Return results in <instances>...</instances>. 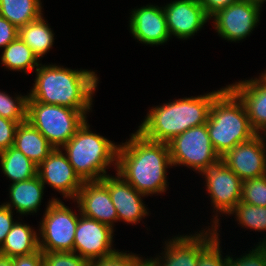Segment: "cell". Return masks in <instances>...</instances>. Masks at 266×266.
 <instances>
[{"label":"cell","instance_id":"d590c367","mask_svg":"<svg viewBox=\"0 0 266 266\" xmlns=\"http://www.w3.org/2000/svg\"><path fill=\"white\" fill-rule=\"evenodd\" d=\"M14 224L12 210L4 204L0 205V247Z\"/></svg>","mask_w":266,"mask_h":266},{"label":"cell","instance_id":"9c48e42d","mask_svg":"<svg viewBox=\"0 0 266 266\" xmlns=\"http://www.w3.org/2000/svg\"><path fill=\"white\" fill-rule=\"evenodd\" d=\"M199 173L204 175L213 208L229 215L241 201L243 181L226 166L222 157L206 165Z\"/></svg>","mask_w":266,"mask_h":266},{"label":"cell","instance_id":"484cf974","mask_svg":"<svg viewBox=\"0 0 266 266\" xmlns=\"http://www.w3.org/2000/svg\"><path fill=\"white\" fill-rule=\"evenodd\" d=\"M1 61L3 66L13 71L31 72L41 63L34 52L18 36L3 50Z\"/></svg>","mask_w":266,"mask_h":266},{"label":"cell","instance_id":"8d00e7d4","mask_svg":"<svg viewBox=\"0 0 266 266\" xmlns=\"http://www.w3.org/2000/svg\"><path fill=\"white\" fill-rule=\"evenodd\" d=\"M12 259L13 266H44L43 254L40 249L33 254L16 256Z\"/></svg>","mask_w":266,"mask_h":266},{"label":"cell","instance_id":"ba28073f","mask_svg":"<svg viewBox=\"0 0 266 266\" xmlns=\"http://www.w3.org/2000/svg\"><path fill=\"white\" fill-rule=\"evenodd\" d=\"M167 144L172 166L185 165L199 172L220 158L212 146L206 124L189 128Z\"/></svg>","mask_w":266,"mask_h":266},{"label":"cell","instance_id":"4316f807","mask_svg":"<svg viewBox=\"0 0 266 266\" xmlns=\"http://www.w3.org/2000/svg\"><path fill=\"white\" fill-rule=\"evenodd\" d=\"M235 213V214H234ZM236 215L238 224L255 231H266V207L239 202L229 215Z\"/></svg>","mask_w":266,"mask_h":266},{"label":"cell","instance_id":"1f68e13d","mask_svg":"<svg viewBox=\"0 0 266 266\" xmlns=\"http://www.w3.org/2000/svg\"><path fill=\"white\" fill-rule=\"evenodd\" d=\"M119 251L110 256L92 260L89 266H138L144 260L136 254Z\"/></svg>","mask_w":266,"mask_h":266},{"label":"cell","instance_id":"74e56055","mask_svg":"<svg viewBox=\"0 0 266 266\" xmlns=\"http://www.w3.org/2000/svg\"><path fill=\"white\" fill-rule=\"evenodd\" d=\"M237 1L239 0H199L201 6L209 17Z\"/></svg>","mask_w":266,"mask_h":266},{"label":"cell","instance_id":"277c9868","mask_svg":"<svg viewBox=\"0 0 266 266\" xmlns=\"http://www.w3.org/2000/svg\"><path fill=\"white\" fill-rule=\"evenodd\" d=\"M206 125L212 146L220 157L257 134L243 102L228 86L214 98Z\"/></svg>","mask_w":266,"mask_h":266},{"label":"cell","instance_id":"8fae6325","mask_svg":"<svg viewBox=\"0 0 266 266\" xmlns=\"http://www.w3.org/2000/svg\"><path fill=\"white\" fill-rule=\"evenodd\" d=\"M215 216L212 229L201 230L202 232L193 236H176L166 242L164 256L160 258L162 260L158 256L148 259L152 266H197L199 253L219 234V219L217 214Z\"/></svg>","mask_w":266,"mask_h":266},{"label":"cell","instance_id":"7a4b0ae2","mask_svg":"<svg viewBox=\"0 0 266 266\" xmlns=\"http://www.w3.org/2000/svg\"><path fill=\"white\" fill-rule=\"evenodd\" d=\"M34 87L28 93V101L54 104L90 112L98 76L91 70H72L57 65L36 68Z\"/></svg>","mask_w":266,"mask_h":266},{"label":"cell","instance_id":"7c38bea8","mask_svg":"<svg viewBox=\"0 0 266 266\" xmlns=\"http://www.w3.org/2000/svg\"><path fill=\"white\" fill-rule=\"evenodd\" d=\"M73 252L88 262L107 257L117 250L112 248L113 230L110 226L79 214Z\"/></svg>","mask_w":266,"mask_h":266},{"label":"cell","instance_id":"b9f144b4","mask_svg":"<svg viewBox=\"0 0 266 266\" xmlns=\"http://www.w3.org/2000/svg\"><path fill=\"white\" fill-rule=\"evenodd\" d=\"M249 1H253V2H256V3H259V4H263L264 2H266V0H249Z\"/></svg>","mask_w":266,"mask_h":266},{"label":"cell","instance_id":"ffe728a7","mask_svg":"<svg viewBox=\"0 0 266 266\" xmlns=\"http://www.w3.org/2000/svg\"><path fill=\"white\" fill-rule=\"evenodd\" d=\"M44 188L45 186L38 175L28 180L11 183L9 188L10 202H6L4 205L11 210L15 208L21 215L37 213L43 199Z\"/></svg>","mask_w":266,"mask_h":266},{"label":"cell","instance_id":"6da1fadb","mask_svg":"<svg viewBox=\"0 0 266 266\" xmlns=\"http://www.w3.org/2000/svg\"><path fill=\"white\" fill-rule=\"evenodd\" d=\"M116 174L145 196L167 190V170L171 158L167 143L153 142L138 131L120 144L117 152Z\"/></svg>","mask_w":266,"mask_h":266},{"label":"cell","instance_id":"836d02e7","mask_svg":"<svg viewBox=\"0 0 266 266\" xmlns=\"http://www.w3.org/2000/svg\"><path fill=\"white\" fill-rule=\"evenodd\" d=\"M255 249L250 250L248 254L233 260V257L228 256L227 266H266V260L263 252L255 246Z\"/></svg>","mask_w":266,"mask_h":266},{"label":"cell","instance_id":"9a60e30c","mask_svg":"<svg viewBox=\"0 0 266 266\" xmlns=\"http://www.w3.org/2000/svg\"><path fill=\"white\" fill-rule=\"evenodd\" d=\"M170 36L188 39L211 19L199 0H175L163 6Z\"/></svg>","mask_w":266,"mask_h":266},{"label":"cell","instance_id":"8992f818","mask_svg":"<svg viewBox=\"0 0 266 266\" xmlns=\"http://www.w3.org/2000/svg\"><path fill=\"white\" fill-rule=\"evenodd\" d=\"M86 114L65 106L28 101L27 120L54 148L65 145L87 120Z\"/></svg>","mask_w":266,"mask_h":266},{"label":"cell","instance_id":"f1b7e54d","mask_svg":"<svg viewBox=\"0 0 266 266\" xmlns=\"http://www.w3.org/2000/svg\"><path fill=\"white\" fill-rule=\"evenodd\" d=\"M241 202L266 207V175L243 181Z\"/></svg>","mask_w":266,"mask_h":266},{"label":"cell","instance_id":"5b68a950","mask_svg":"<svg viewBox=\"0 0 266 266\" xmlns=\"http://www.w3.org/2000/svg\"><path fill=\"white\" fill-rule=\"evenodd\" d=\"M86 120L76 134L61 148L83 181H99L107 175V166L117 167L119 145L89 130ZM102 173V174H101Z\"/></svg>","mask_w":266,"mask_h":266},{"label":"cell","instance_id":"3957f363","mask_svg":"<svg viewBox=\"0 0 266 266\" xmlns=\"http://www.w3.org/2000/svg\"><path fill=\"white\" fill-rule=\"evenodd\" d=\"M223 89L156 106L150 109L137 131L150 141L169 143L189 128L206 124L211 104Z\"/></svg>","mask_w":266,"mask_h":266},{"label":"cell","instance_id":"30bf717a","mask_svg":"<svg viewBox=\"0 0 266 266\" xmlns=\"http://www.w3.org/2000/svg\"><path fill=\"white\" fill-rule=\"evenodd\" d=\"M262 5L249 0H239L217 11L210 18L218 35L227 41L245 39L259 23Z\"/></svg>","mask_w":266,"mask_h":266},{"label":"cell","instance_id":"f546056e","mask_svg":"<svg viewBox=\"0 0 266 266\" xmlns=\"http://www.w3.org/2000/svg\"><path fill=\"white\" fill-rule=\"evenodd\" d=\"M44 266H89V262L73 251L42 252Z\"/></svg>","mask_w":266,"mask_h":266},{"label":"cell","instance_id":"f35d334b","mask_svg":"<svg viewBox=\"0 0 266 266\" xmlns=\"http://www.w3.org/2000/svg\"><path fill=\"white\" fill-rule=\"evenodd\" d=\"M0 266H13V259L0 255Z\"/></svg>","mask_w":266,"mask_h":266},{"label":"cell","instance_id":"ab89813d","mask_svg":"<svg viewBox=\"0 0 266 266\" xmlns=\"http://www.w3.org/2000/svg\"><path fill=\"white\" fill-rule=\"evenodd\" d=\"M262 252L266 260V238L261 242H259V245L257 246Z\"/></svg>","mask_w":266,"mask_h":266},{"label":"cell","instance_id":"7bdbcfd3","mask_svg":"<svg viewBox=\"0 0 266 266\" xmlns=\"http://www.w3.org/2000/svg\"><path fill=\"white\" fill-rule=\"evenodd\" d=\"M260 76H261V78L266 82V70H265V72L262 73Z\"/></svg>","mask_w":266,"mask_h":266},{"label":"cell","instance_id":"e575fe53","mask_svg":"<svg viewBox=\"0 0 266 266\" xmlns=\"http://www.w3.org/2000/svg\"><path fill=\"white\" fill-rule=\"evenodd\" d=\"M19 29L6 18L0 16V48H5L18 37Z\"/></svg>","mask_w":266,"mask_h":266},{"label":"cell","instance_id":"7402d4cb","mask_svg":"<svg viewBox=\"0 0 266 266\" xmlns=\"http://www.w3.org/2000/svg\"><path fill=\"white\" fill-rule=\"evenodd\" d=\"M38 235L29 225L16 221L0 247V255L13 258L37 252Z\"/></svg>","mask_w":266,"mask_h":266},{"label":"cell","instance_id":"44dd1931","mask_svg":"<svg viewBox=\"0 0 266 266\" xmlns=\"http://www.w3.org/2000/svg\"><path fill=\"white\" fill-rule=\"evenodd\" d=\"M13 147L20 150L37 166L54 149L48 140L28 120L18 125Z\"/></svg>","mask_w":266,"mask_h":266},{"label":"cell","instance_id":"e0dca14e","mask_svg":"<svg viewBox=\"0 0 266 266\" xmlns=\"http://www.w3.org/2000/svg\"><path fill=\"white\" fill-rule=\"evenodd\" d=\"M131 12L130 33L140 43L157 46L170 39L163 7L146 5Z\"/></svg>","mask_w":266,"mask_h":266},{"label":"cell","instance_id":"83f0119b","mask_svg":"<svg viewBox=\"0 0 266 266\" xmlns=\"http://www.w3.org/2000/svg\"><path fill=\"white\" fill-rule=\"evenodd\" d=\"M28 95H18L14 99L0 91V116L11 121H27Z\"/></svg>","mask_w":266,"mask_h":266},{"label":"cell","instance_id":"d4e9b609","mask_svg":"<svg viewBox=\"0 0 266 266\" xmlns=\"http://www.w3.org/2000/svg\"><path fill=\"white\" fill-rule=\"evenodd\" d=\"M41 4V0H0V16L19 29L43 15Z\"/></svg>","mask_w":266,"mask_h":266},{"label":"cell","instance_id":"5bb4252c","mask_svg":"<svg viewBox=\"0 0 266 266\" xmlns=\"http://www.w3.org/2000/svg\"><path fill=\"white\" fill-rule=\"evenodd\" d=\"M62 149L54 148L48 157L37 166V175L43 185L63 194V197L76 199L84 181L73 169Z\"/></svg>","mask_w":266,"mask_h":266},{"label":"cell","instance_id":"cb8c5ba5","mask_svg":"<svg viewBox=\"0 0 266 266\" xmlns=\"http://www.w3.org/2000/svg\"><path fill=\"white\" fill-rule=\"evenodd\" d=\"M0 166L12 183L37 176V165L13 146L0 152Z\"/></svg>","mask_w":266,"mask_h":266},{"label":"cell","instance_id":"d6a6232c","mask_svg":"<svg viewBox=\"0 0 266 266\" xmlns=\"http://www.w3.org/2000/svg\"><path fill=\"white\" fill-rule=\"evenodd\" d=\"M20 123L0 116V152L13 146L17 127Z\"/></svg>","mask_w":266,"mask_h":266},{"label":"cell","instance_id":"4dcf8cb0","mask_svg":"<svg viewBox=\"0 0 266 266\" xmlns=\"http://www.w3.org/2000/svg\"><path fill=\"white\" fill-rule=\"evenodd\" d=\"M217 235L200 253L197 266H227L228 256L221 255L220 239Z\"/></svg>","mask_w":266,"mask_h":266},{"label":"cell","instance_id":"60d3db41","mask_svg":"<svg viewBox=\"0 0 266 266\" xmlns=\"http://www.w3.org/2000/svg\"><path fill=\"white\" fill-rule=\"evenodd\" d=\"M138 266H152V264L147 258V259H144Z\"/></svg>","mask_w":266,"mask_h":266},{"label":"cell","instance_id":"ac0fdd59","mask_svg":"<svg viewBox=\"0 0 266 266\" xmlns=\"http://www.w3.org/2000/svg\"><path fill=\"white\" fill-rule=\"evenodd\" d=\"M81 214L85 217L106 224L113 229L114 222L118 221L108 188L99 181H84L77 198Z\"/></svg>","mask_w":266,"mask_h":266},{"label":"cell","instance_id":"2e32d148","mask_svg":"<svg viewBox=\"0 0 266 266\" xmlns=\"http://www.w3.org/2000/svg\"><path fill=\"white\" fill-rule=\"evenodd\" d=\"M109 190L112 203L116 208L118 221L137 224L143 217L148 216V210L142 202L145 195L137 191L119 174L106 175L100 180Z\"/></svg>","mask_w":266,"mask_h":266},{"label":"cell","instance_id":"d6986e66","mask_svg":"<svg viewBox=\"0 0 266 266\" xmlns=\"http://www.w3.org/2000/svg\"><path fill=\"white\" fill-rule=\"evenodd\" d=\"M227 86L243 102L252 129L266 134V82L259 76Z\"/></svg>","mask_w":266,"mask_h":266},{"label":"cell","instance_id":"603a6c76","mask_svg":"<svg viewBox=\"0 0 266 266\" xmlns=\"http://www.w3.org/2000/svg\"><path fill=\"white\" fill-rule=\"evenodd\" d=\"M54 35L42 15L38 19L19 28L18 34L38 59H41L52 48Z\"/></svg>","mask_w":266,"mask_h":266},{"label":"cell","instance_id":"4fadbf2b","mask_svg":"<svg viewBox=\"0 0 266 266\" xmlns=\"http://www.w3.org/2000/svg\"><path fill=\"white\" fill-rule=\"evenodd\" d=\"M266 134H256L222 156L226 166L244 181L266 175Z\"/></svg>","mask_w":266,"mask_h":266},{"label":"cell","instance_id":"52a82bcc","mask_svg":"<svg viewBox=\"0 0 266 266\" xmlns=\"http://www.w3.org/2000/svg\"><path fill=\"white\" fill-rule=\"evenodd\" d=\"M78 220L79 216L61 200H49L40 222L39 249L42 252L73 251Z\"/></svg>","mask_w":266,"mask_h":266}]
</instances>
